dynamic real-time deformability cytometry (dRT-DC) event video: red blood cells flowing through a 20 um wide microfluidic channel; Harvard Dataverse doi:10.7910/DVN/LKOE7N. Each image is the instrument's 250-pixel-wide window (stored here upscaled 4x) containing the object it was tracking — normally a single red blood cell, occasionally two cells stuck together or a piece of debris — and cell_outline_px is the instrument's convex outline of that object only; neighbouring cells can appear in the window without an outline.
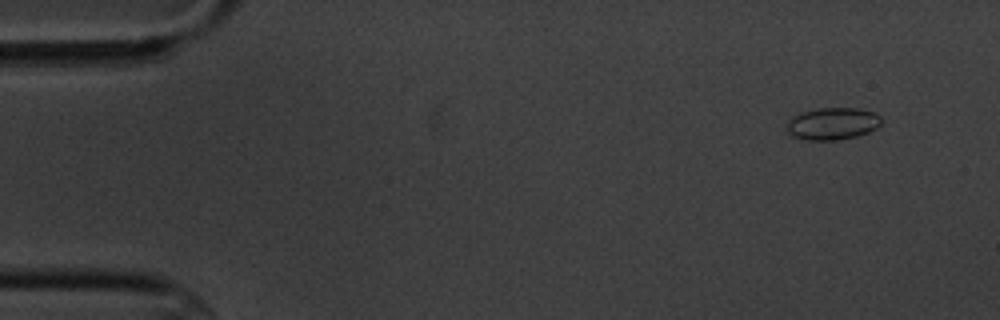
{"species": "common noctule bat (a hibernating species)", "species_latin": "Nyctalus noctula", "temperature_condition": "cold", "stored_images_in_passage": 5, "camera_frame_rate_fps": 3000, "um_per_image_px": 0.085, "animal": {"sex": "male", "body_mass_g": 20.1, "forearm_length_mm": 53.5}, "frame": {"image": 1, "passage_image": 1, "time_ms": 0.0, "image_size_px": [1000, 320], "cell_outline_px": [[880, 124], [876, 128], [868, 132], [856, 136], [836, 140], [808, 140], [792, 136], [784, 132], [784, 124], [792, 116], [800, 112], [816, 108], [856, 108], [872, 112], [880, 116]], "centroid_in_image_um": [70.66, 10.51], "position_along_channel_um": 14.3, "area_um2": 17.98}}
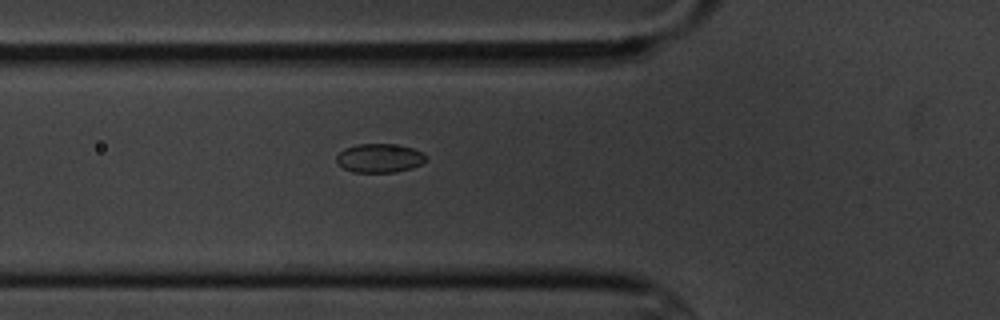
{"frame": {"image": 2, "passage_image": 5, "time_ms": 5.333, "image_size_px": [1000, 320], "cell_outline_px": [[428, 160], [412, 168], [396, 172], [352, 172], [344, 168], [336, 160], [336, 156], [344, 148], [356, 144], [392, 144], [412, 148], [424, 152], [428, 156]], "centroid_in_image_um": [32.29, 13.43], "position_along_channel_um": 93.5, "area_um2": 15.14}}